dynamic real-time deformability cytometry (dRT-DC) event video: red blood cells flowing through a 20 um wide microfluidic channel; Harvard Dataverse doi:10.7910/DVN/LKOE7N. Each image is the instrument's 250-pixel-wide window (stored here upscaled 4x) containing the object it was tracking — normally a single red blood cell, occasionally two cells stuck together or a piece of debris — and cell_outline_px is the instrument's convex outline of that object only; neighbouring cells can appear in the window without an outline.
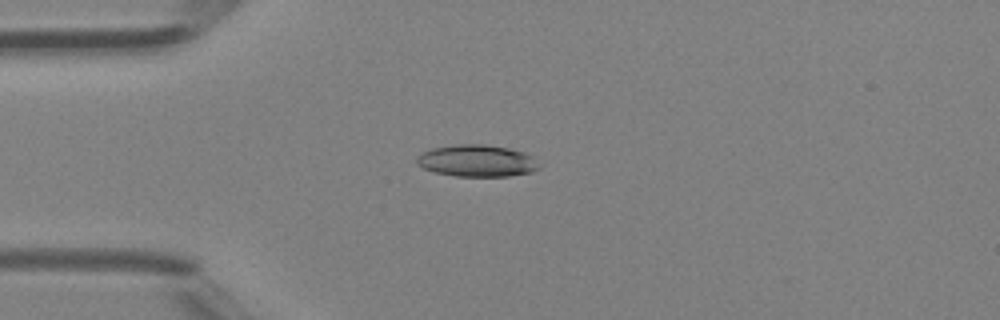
{"species": "Egyptian fruit bat (a non-hibernating species)", "species_latin": "Rousettus aegyptiacus", "temperature_condition": "room temperature", "stored_images_in_passage": 46, "camera_frame_rate_fps": 3000, "um_per_image_px": 0.085, "animal": {"sex": "female"}, "frame": {"image": 1, "passage_image": 12, "time_ms": 3.667, "image_size_px": [1000, 320], "cell_outline_px": [[544, 164], [540, 168], [532, 172], [508, 176], [456, 176], [436, 172], [424, 168], [416, 164], [416, 156], [432, 148], [456, 144], [484, 144], [508, 148], [524, 152], [532, 156]], "centroid_in_image_um": [40.59, 13.66], "position_along_channel_um": 44.4, "area_um2": 22.95}}
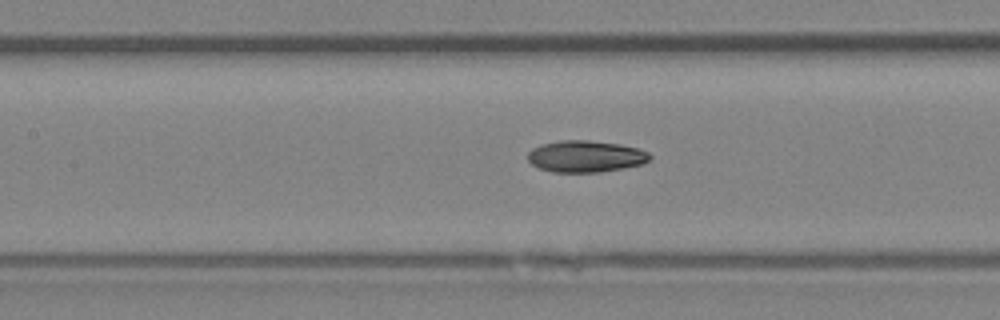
{"frame": {"image": 2, "passage_image": 21, "time_ms": 6.667, "image_size_px": [1000, 320], "cell_outline_px": [[652, 156], [644, 164], [624, 168], [600, 172], [552, 172], [540, 168], [532, 164], [528, 160], [528, 152], [532, 148], [544, 144], [560, 140], [588, 140], [620, 144], [636, 148], [648, 152]], "centroid_in_image_um": [49.79, 13.29], "position_along_channel_um": 157.6, "area_um2": 22.48}}
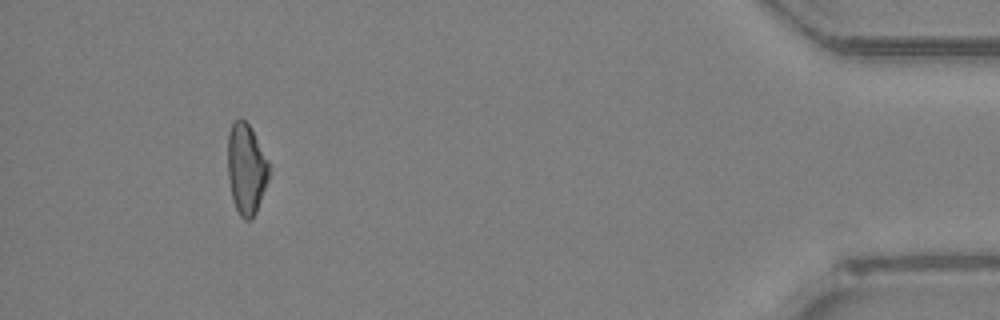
{"frame": {"image": 3, "passage_image": 43, "time_ms": 14.0, "image_size_px": [1000, 320], "cell_outline_px": [[268, 180], [256, 212], [248, 220], [244, 220], [240, 216], [232, 200], [228, 176], [228, 132], [232, 124], [240, 116], [248, 124], [268, 160]], "centroid_in_image_um": [20.91, 14.36], "position_along_channel_um": 414.3, "area_um2": 21.5}, "authors_computed_cell_mechanics": {"area_um2": 22.6576, "velocity_mm_per_s": 4.4284, "shape_relaxation_time_tau1_ms": 5.5789, "shape_relaxation_time_tau2_ms": null, "deformation_change_tau1": 0.1608, "deformation_change_tau2": null}}